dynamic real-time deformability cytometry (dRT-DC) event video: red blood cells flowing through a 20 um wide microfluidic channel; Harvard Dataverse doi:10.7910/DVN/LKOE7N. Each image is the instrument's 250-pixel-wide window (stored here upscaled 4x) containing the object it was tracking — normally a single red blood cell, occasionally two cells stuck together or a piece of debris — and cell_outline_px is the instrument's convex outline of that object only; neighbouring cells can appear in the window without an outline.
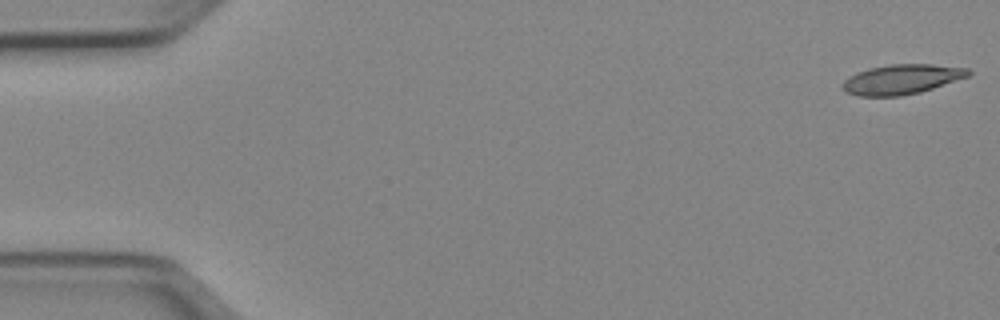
{"species": "Egyptian fruit bat (a non-hibernating species)", "species_latin": "Rousettus aegyptiacus", "temperature_condition": "cold", "stored_images_in_passage": 51, "camera_frame_rate_fps": 3000, "um_per_image_px": 0.085, "animal": {"sex": "female"}, "frame": {"image": 1, "passage_image": 1, "time_ms": 0.0, "image_size_px": [1000, 320], "cell_outline_px": [[972, 72], [968, 76], [920, 92], [900, 96], [860, 96], [844, 92], [840, 88], [840, 84], [844, 80], [868, 68], [888, 64], [932, 64], [968, 68]], "centroid_in_image_um": [76.61, 6.74], "position_along_channel_um": 8.4, "area_um2": 21.79}}
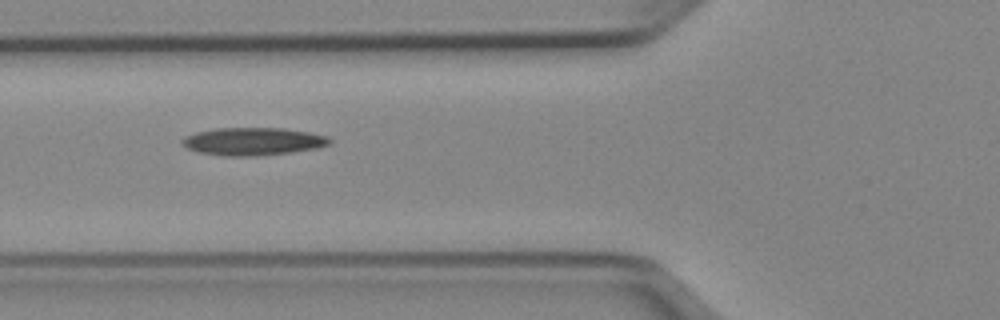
{"frame": {"image": 2, "passage_image": 19, "time_ms": 6.0, "image_size_px": [1000, 320], "cell_outline_px": [[332, 140], [328, 144], [316, 148], [292, 152], [256, 156], [224, 156], [196, 152], [180, 144], [180, 140], [184, 136], [196, 132], [216, 128], [284, 128], [308, 132], [328, 136]], "centroid_in_image_um": [21.45, 12.02], "position_along_channel_um": 104.3, "area_um2": 23.99}}
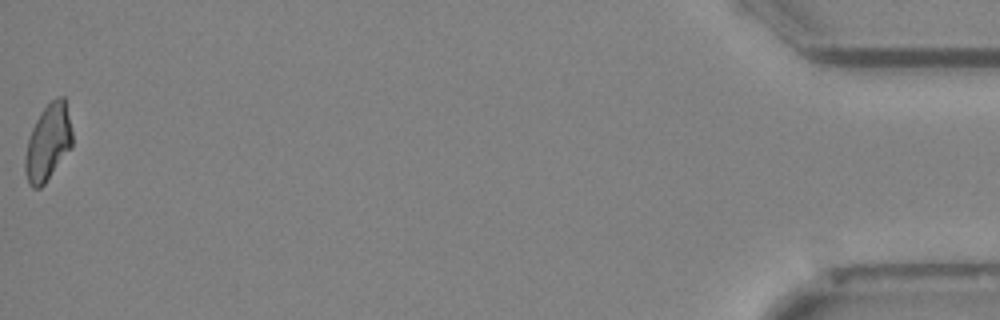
{"frame": {"image": 3, "passage_image": 51, "time_ms": 16.667, "image_size_px": [1000, 320], "cell_outline_px": [[72, 148], [44, 184], [40, 188], [32, 188], [28, 184], [24, 168], [24, 156], [28, 140], [32, 128], [40, 112], [56, 96], [64, 96], [72, 132]], "centroid_in_image_um": [4.07, 12.13], "position_along_channel_um": 431.1, "area_um2": 21.04}}